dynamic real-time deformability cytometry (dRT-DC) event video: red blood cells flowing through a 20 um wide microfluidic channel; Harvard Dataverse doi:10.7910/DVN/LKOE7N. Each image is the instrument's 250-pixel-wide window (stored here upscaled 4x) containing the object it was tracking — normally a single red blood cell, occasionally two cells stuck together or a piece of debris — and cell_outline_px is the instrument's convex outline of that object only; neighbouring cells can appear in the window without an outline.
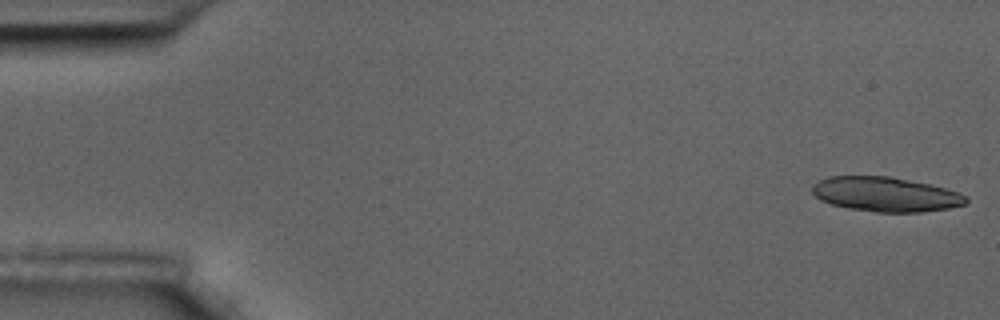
{"species": "common noctule bat (a hibernating species)", "species_latin": "Nyctalus noctula", "temperature_condition": "room temperature", "stored_images_in_passage": 35, "segment_of_instrument_passage": [1, 2], "camera_frame_rate_fps": 3000, "um_per_image_px": 0.085, "animal": {"sex": "male", "body_mass_g": 17.5, "forearm_length_mm": 52.3}, "frame": {"image": 1, "passage_image": 1, "time_ms": 0.0, "image_size_px": [1000, 320], "cell_outline_px": [[968, 200], [964, 204], [948, 208], [920, 212], [876, 212], [848, 208], [832, 204], [820, 200], [812, 192], [812, 184], [828, 176], [888, 176], [928, 184], [944, 188], [968, 196]], "centroid_in_image_um": [75.24, 16.51], "position_along_channel_um": 9.8, "area_um2": 30.75}}